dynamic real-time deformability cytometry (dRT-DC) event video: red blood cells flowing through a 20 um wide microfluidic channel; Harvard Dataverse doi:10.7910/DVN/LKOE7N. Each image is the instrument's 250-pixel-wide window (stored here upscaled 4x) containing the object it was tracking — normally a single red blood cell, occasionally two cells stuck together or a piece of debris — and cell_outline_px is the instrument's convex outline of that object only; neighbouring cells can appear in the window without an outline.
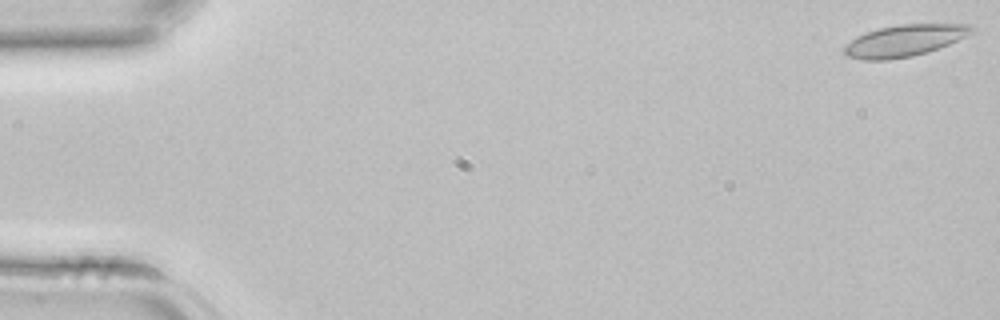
{"species": "common noctule bat (a hibernating species)", "species_latin": "Nyctalus noctula", "temperature_condition": "room temperature", "stored_images_in_passage": 43, "camera_frame_rate_fps": 3000, "um_per_image_px": 0.085, "animal": {"sex": "female", "body_mass_g": 22.7, "forearm_length_mm": 54.2}, "frame": {"image": 1, "passage_image": 1, "time_ms": 0.0, "image_size_px": [1000, 320], "cell_outline_px": [[976, 28], [972, 32], [948, 44], [912, 56], [888, 60], [864, 60], [848, 56], [844, 52], [844, 44], [876, 28], [900, 24], [972, 24]], "centroid_in_image_um": [76.87, 3.44], "position_along_channel_um": 8.1, "area_um2": 23.12}}
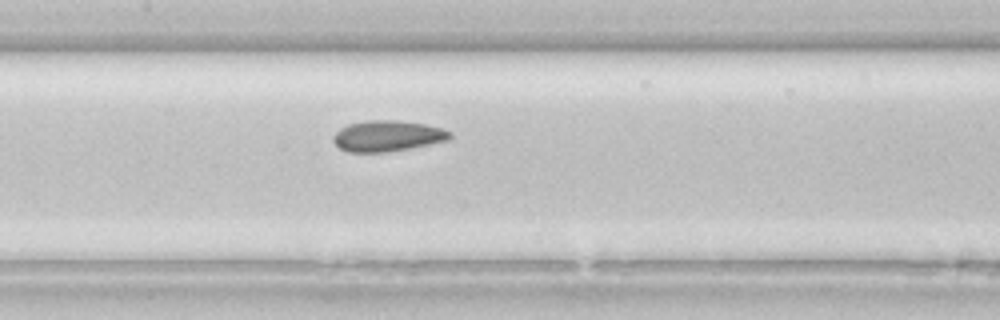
{"frame": {"image": 2, "passage_image": 21, "time_ms": 6.667, "image_size_px": [1000, 320], "cell_outline_px": [[452, 136], [448, 140], [388, 152], [348, 152], [340, 148], [332, 140], [332, 136], [340, 128], [348, 124], [368, 120], [396, 120], [424, 124], [440, 128], [452, 132]], "centroid_in_image_um": [32.9, 11.55], "position_along_channel_um": 174.5, "area_um2": 20.87}}
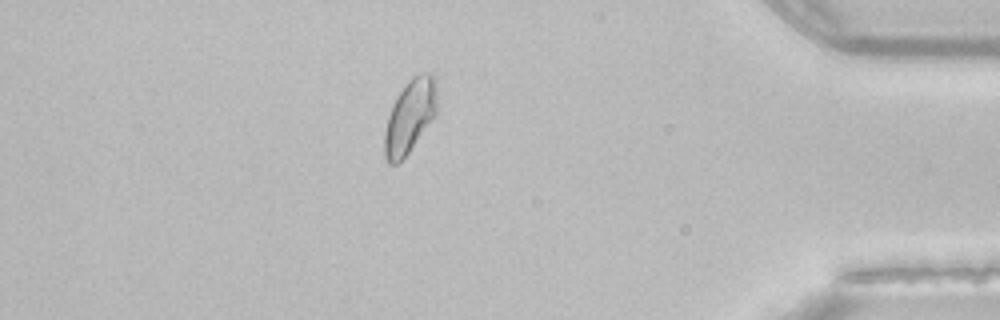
{"frame": {"image": 3, "passage_image": 38, "time_ms": 12.333, "image_size_px": [1000, 320], "cell_outline_px": [[436, 112], [408, 152], [396, 164], [388, 164], [384, 156], [384, 132], [388, 116], [392, 104], [396, 96], [408, 80], [412, 76], [420, 72], [432, 72], [436, 80]], "centroid_in_image_um": [34.81, 9.83], "position_along_channel_um": 400.4, "area_um2": 22.25}}